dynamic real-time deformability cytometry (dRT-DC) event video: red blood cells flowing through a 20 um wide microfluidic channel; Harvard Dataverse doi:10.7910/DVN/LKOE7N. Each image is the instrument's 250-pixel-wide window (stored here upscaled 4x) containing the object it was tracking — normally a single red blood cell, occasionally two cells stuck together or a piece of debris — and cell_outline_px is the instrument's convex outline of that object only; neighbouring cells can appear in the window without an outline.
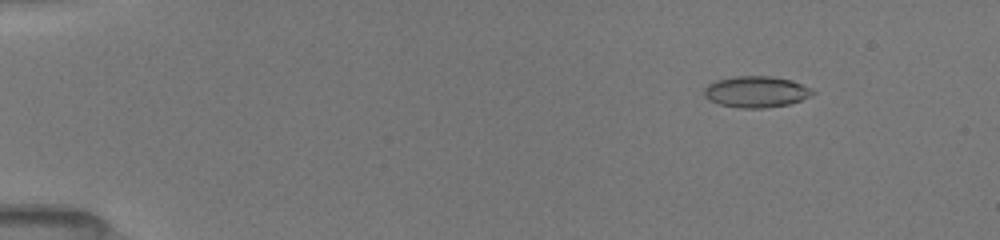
{"species": "common noctule bat (a hibernating species)", "species_latin": "Nyctalus noctula", "temperature_condition": "room temperature", "stored_images_in_passage": 40, "camera_frame_rate_fps": 3000, "um_per_image_px": 0.085, "animal": {"sex": "female", "body_mass_g": 19.5, "forearm_length_mm": 54.1}, "frame": {"image": 1, "passage_image": 3, "time_ms": 0.333, "image_size_px": [1000, 240], "cell_outline_px": [[816, 92], [800, 100], [788, 104], [764, 108], [740, 108], [720, 104], [708, 100], [704, 96], [704, 88], [708, 84], [716, 80], [732, 76], [772, 76], [792, 80], [812, 88]], "centroid_in_image_um": [64.25, 7.79], "position_along_channel_um": 20.7, "area_um2": 19.83}}
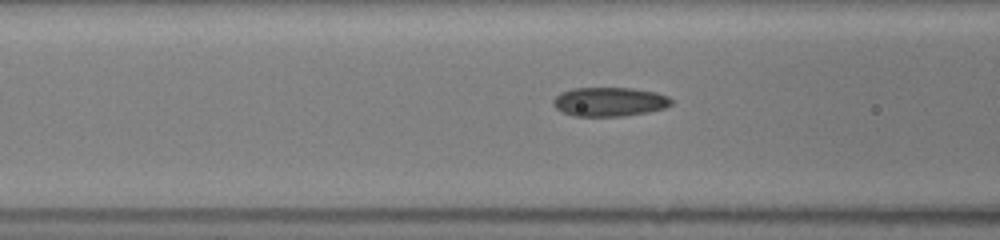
{"frame": {"image": 2, "passage_image": 24, "time_ms": 5.333, "image_size_px": [1000, 240], "cell_outline_px": [[672, 104], [664, 108], [648, 112], [624, 116], [576, 116], [564, 112], [556, 108], [552, 104], [552, 100], [560, 92], [572, 88], [632, 88], [656, 92], [668, 96], [672, 100]], "centroid_in_image_um": [51.8, 8.64], "position_along_channel_um": 114.8, "area_um2": 20.06}}
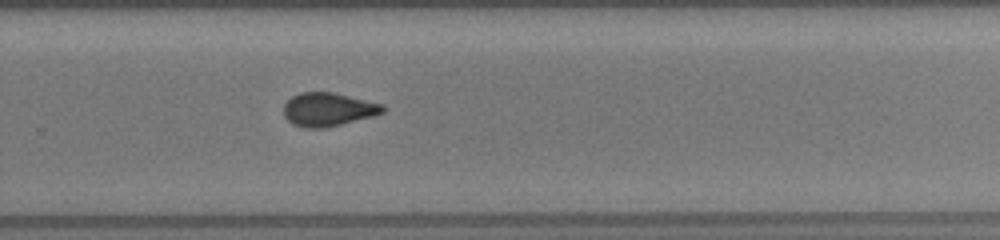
{"frame": {"image": 3, "passage_image": 40, "time_ms": 10.0, "image_size_px": [1000, 240], "cell_outline_px": [[388, 108], [384, 112], [376, 116], [324, 128], [308, 128], [292, 124], [284, 116], [284, 104], [292, 96], [300, 92], [332, 92], [384, 104]], "centroid_in_image_um": [27.94, 9.3], "position_along_channel_um": 301.9, "area_um2": 19.54}}